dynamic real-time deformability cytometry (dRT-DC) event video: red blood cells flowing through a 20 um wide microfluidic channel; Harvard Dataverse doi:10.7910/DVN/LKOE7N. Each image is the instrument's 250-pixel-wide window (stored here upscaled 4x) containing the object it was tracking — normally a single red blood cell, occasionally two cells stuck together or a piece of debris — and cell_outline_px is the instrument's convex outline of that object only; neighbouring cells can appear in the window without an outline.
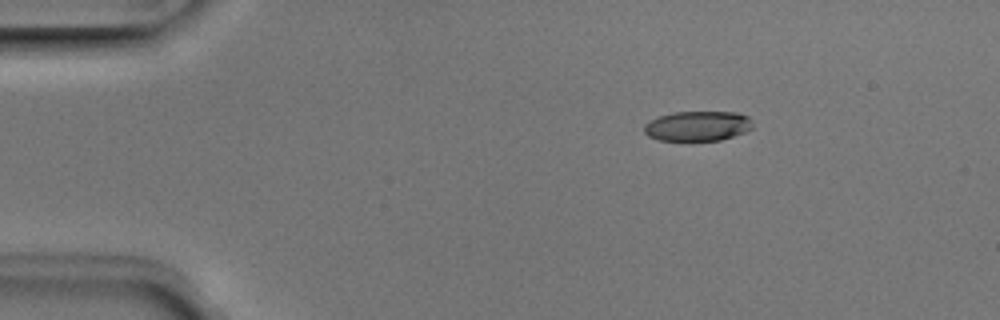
{"species": "Egyptian fruit bat (a non-hibernating species)", "species_latin": "Rousettus aegyptiacus", "temperature_condition": "room temperature", "stored_images_in_passage": 5, "camera_frame_rate_fps": 3000, "um_per_image_px": 0.085, "animal": {"sex": "male"}, "frame": {"image": 1, "passage_image": 3, "time_ms": 0.667, "image_size_px": [1000, 320], "cell_outline_px": [[752, 128], [744, 132], [720, 140], [688, 144], [660, 140], [648, 136], [644, 132], [644, 124], [656, 116], [672, 112], [736, 112], [748, 116], [752, 120]], "centroid_in_image_um": [59.24, 10.75], "position_along_channel_um": 25.8, "area_um2": 19.83}}